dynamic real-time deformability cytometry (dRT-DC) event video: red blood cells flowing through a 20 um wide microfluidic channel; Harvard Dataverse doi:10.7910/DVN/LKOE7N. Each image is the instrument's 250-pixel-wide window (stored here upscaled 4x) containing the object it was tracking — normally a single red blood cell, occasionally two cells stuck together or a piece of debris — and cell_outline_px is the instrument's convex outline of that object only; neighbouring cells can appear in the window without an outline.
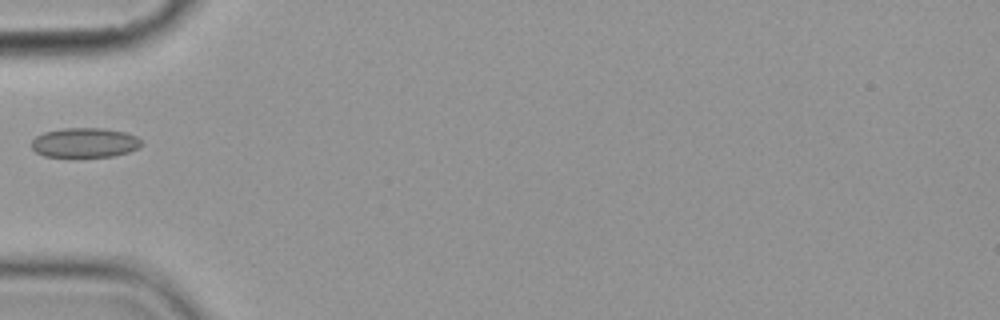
{"species": "common noctule bat (a hibernating species)", "species_latin": "Nyctalus noctula", "temperature_condition": "cold", "stored_images_in_passage": 6, "camera_frame_rate_fps": 3000, "um_per_image_px": 0.085, "animal": {"sex": "female", "body_mass_g": 19.9}, "frame": {"image": 1, "passage_image": 6, "time_ms": 6.0, "image_size_px": [1000, 320], "cell_outline_px": [[140, 148], [128, 152], [112, 156], [44, 156], [36, 152], [32, 148], [32, 140], [36, 136], [44, 132], [64, 128], [104, 128], [124, 132], [136, 136], [140, 140]], "centroid_in_image_um": [7.2, 12.12], "position_along_channel_um": 77.8, "area_um2": 18.79}}